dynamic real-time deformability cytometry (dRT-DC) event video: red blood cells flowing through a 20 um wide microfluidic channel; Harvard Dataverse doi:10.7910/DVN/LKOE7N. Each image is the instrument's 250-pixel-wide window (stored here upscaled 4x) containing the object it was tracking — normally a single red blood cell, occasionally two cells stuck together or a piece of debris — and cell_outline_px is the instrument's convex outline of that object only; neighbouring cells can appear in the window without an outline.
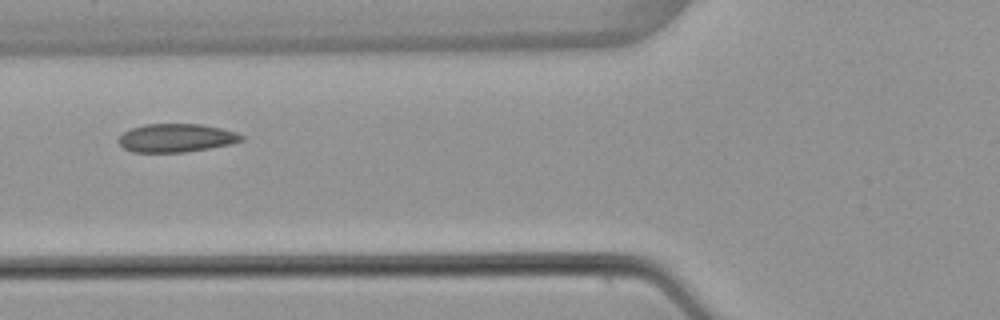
{"species": "common noctule bat (a hibernating species)", "species_latin": "Nyctalus noctula", "temperature_condition": "warm", "stored_images_in_passage": 5, "camera_frame_rate_fps": 3000, "um_per_image_px": 0.085, "animal": {"sex": "female", "body_mass_g": 22.7, "forearm_length_mm": 54.2}, "frame": {"image": 1, "passage_image": 5, "time_ms": 4.667, "image_size_px": [1000, 320], "cell_outline_px": [[244, 140], [232, 144], [184, 152], [132, 152], [124, 148], [116, 140], [124, 132], [132, 128], [144, 124], [200, 124], [220, 128], [236, 132], [244, 136]], "centroid_in_image_um": [14.98, 11.72], "position_along_channel_um": 110.8, "area_um2": 20.29}}